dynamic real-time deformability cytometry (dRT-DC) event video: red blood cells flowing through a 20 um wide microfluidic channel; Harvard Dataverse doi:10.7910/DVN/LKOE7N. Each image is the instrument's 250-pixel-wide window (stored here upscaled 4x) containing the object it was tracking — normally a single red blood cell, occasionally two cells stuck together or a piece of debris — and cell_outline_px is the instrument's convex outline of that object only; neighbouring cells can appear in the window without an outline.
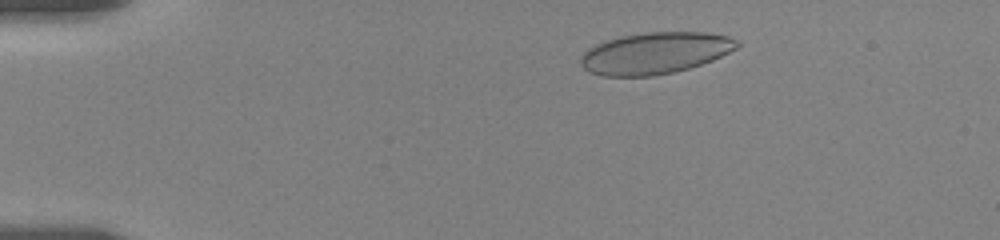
{"species": "human", "species_latin": "Homo sapiens", "temperature_condition": "room temperature", "stored_images_in_passage": 58, "camera_frame_rate_fps": 3000, "um_per_image_px": 0.085, "donor": {"sex": "female"}, "frame": {"image": 1, "passage_image": 7, "time_ms": 2.0, "image_size_px": [1000, 240], "cell_outline_px": [[740, 44], [736, 48], [712, 60], [688, 68], [672, 72], [652, 76], [604, 76], [588, 72], [580, 64], [580, 56], [588, 48], [604, 40], [620, 36], [644, 32], [708, 32], [728, 36], [740, 40]], "centroid_in_image_um": [55.65, 4.5], "position_along_channel_um": 29.3, "area_um2": 38.03}}
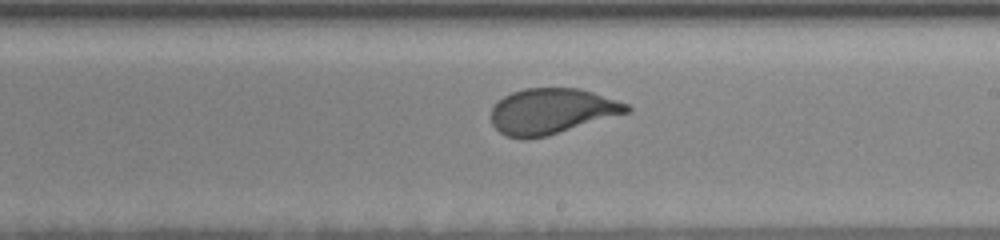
{"frame": {"image": 2, "passage_image": 34, "time_ms": 10.0, "image_size_px": [1000, 240], "cell_outline_px": [[632, 112], [548, 136], [524, 140], [504, 136], [492, 124], [492, 108], [504, 96], [512, 92], [524, 88], [580, 88], [628, 104], [632, 108]], "centroid_in_image_um": [46.92, 9.47], "position_along_channel_um": 242.1, "area_um2": 36.36}}
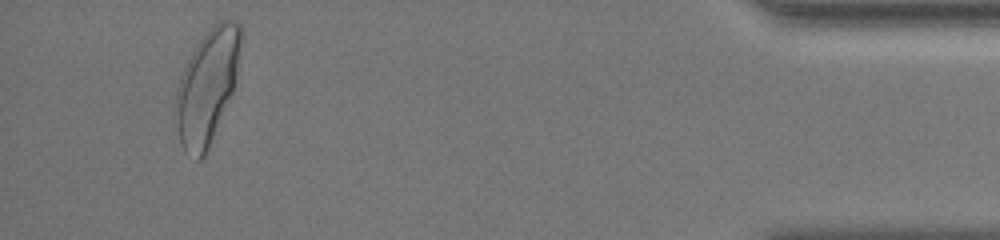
{"frame": {"image": 3, "passage_image": 56, "time_ms": 16.667, "image_size_px": [1000, 240], "cell_outline_px": [[244, 36], [232, 92], [208, 148], [204, 156], [200, 160], [196, 160], [184, 152], [180, 144], [172, 116], [176, 88], [180, 76], [196, 44], [212, 24], [220, 20], [232, 20], [240, 24]], "centroid_in_image_um": [17.57, 7.35], "position_along_channel_um": 417.6, "area_um2": 43.93}, "authors_computed_cell_mechanics": {"area_um2": 37.5411, "velocity_mm_per_s": 3.5224, "shape_relaxation_time_tau1_ms": 4.3711, "shape_relaxation_time_tau2_ms": null, "deformation_change_tau1": 0.1729, "deformation_change_tau2": null}}